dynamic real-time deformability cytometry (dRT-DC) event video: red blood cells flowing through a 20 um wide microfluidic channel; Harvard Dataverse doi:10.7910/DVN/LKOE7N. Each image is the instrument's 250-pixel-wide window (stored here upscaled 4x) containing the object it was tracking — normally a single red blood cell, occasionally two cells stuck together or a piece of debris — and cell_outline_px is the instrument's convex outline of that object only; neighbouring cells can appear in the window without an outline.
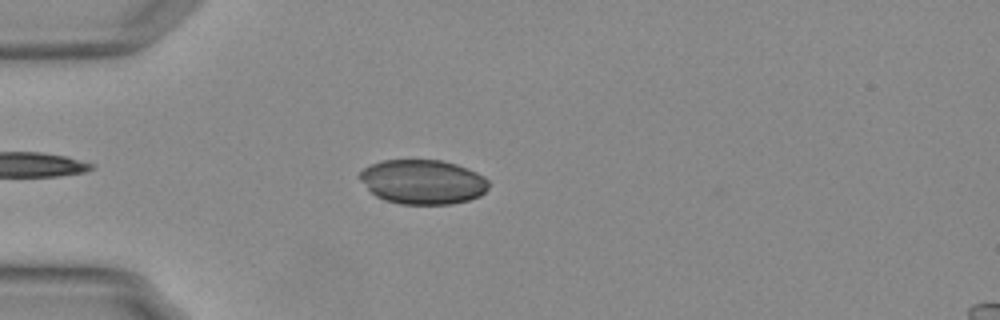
{"species": "Egyptian fruit bat (a non-hibernating species)", "species_latin": "Rousettus aegyptiacus", "temperature_condition": "warm", "stored_images_in_passage": 45, "camera_frame_rate_fps": 3000, "um_per_image_px": 0.085, "animal": {"sex": "female"}, "frame": {"image": 1, "passage_image": 9, "time_ms": 2.667, "image_size_px": [1000, 320], "cell_outline_px": [[488, 188], [480, 196], [468, 200], [448, 204], [400, 204], [384, 200], [376, 196], [360, 180], [360, 172], [364, 168], [380, 160], [440, 160], [456, 164], [468, 168], [484, 176], [488, 180]], "centroid_in_image_um": [35.94, 15.46], "position_along_channel_um": 49.1, "area_um2": 33.35}}
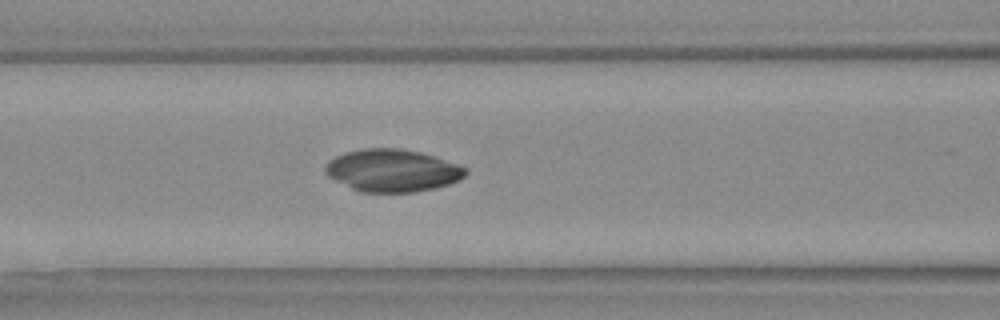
{"frame": {"image": 2, "passage_image": 17, "time_ms": 5.333, "image_size_px": [1000, 320], "cell_outline_px": [[468, 172], [460, 180], [436, 188], [416, 192], [360, 192], [328, 176], [324, 172], [324, 168], [328, 160], [344, 152], [360, 148], [400, 148], [420, 152], [468, 168]], "centroid_in_image_um": [33.34, 14.49], "position_along_channel_um": 133.3, "area_um2": 34.74}}
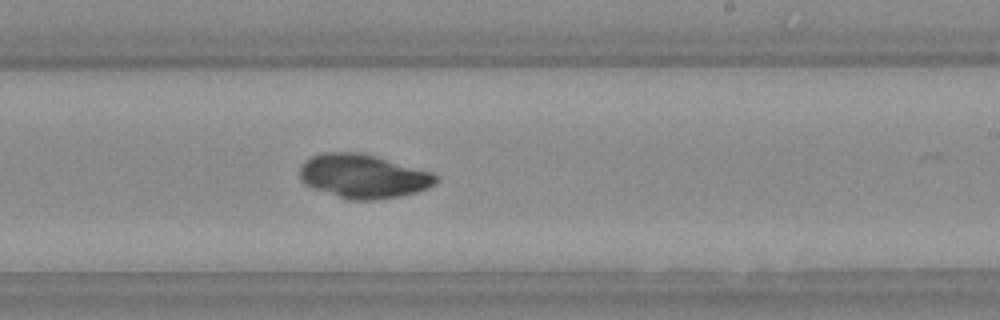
{"frame": {"image": 3, "passage_image": 27, "time_ms": 8.667, "image_size_px": [1000, 320], "cell_outline_px": [[436, 180], [428, 188], [416, 192], [400, 196], [372, 200], [348, 200], [312, 188], [304, 184], [300, 180], [300, 164], [304, 160], [320, 152], [360, 152], [432, 172], [436, 176]], "centroid_in_image_um": [30.8, 14.98], "position_along_channel_um": 258.2, "area_um2": 34.8}}